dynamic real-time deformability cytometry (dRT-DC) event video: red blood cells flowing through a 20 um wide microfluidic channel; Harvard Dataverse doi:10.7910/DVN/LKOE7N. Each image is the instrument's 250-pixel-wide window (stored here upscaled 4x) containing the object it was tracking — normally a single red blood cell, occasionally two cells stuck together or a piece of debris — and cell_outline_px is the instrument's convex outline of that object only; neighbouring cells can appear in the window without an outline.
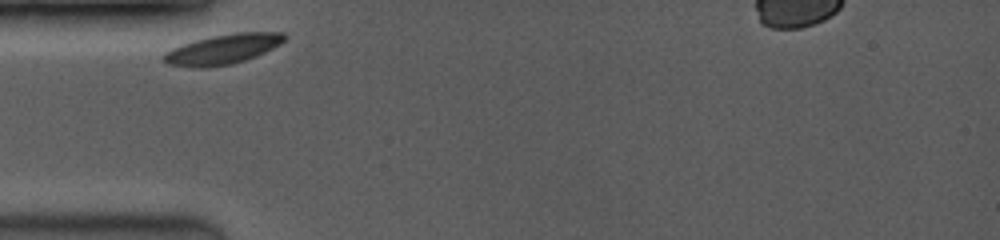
{"species": "common noctule bat (a hibernating species)", "species_latin": "Nyctalus noctula", "temperature_condition": "room temperature", "stored_images_in_passage": 34, "camera_frame_rate_fps": 3500, "um_per_image_px": 0.085, "animal": {"sex": "female", "body_mass_g": 19.0, "forearm_length_mm": 53.3}, "frame": {"image": 1, "passage_image": 1, "time_ms": 0.0, "image_size_px": [1000, 240], "cell_outline_px": [[284, 40], [280, 44], [256, 56], [232, 64], [204, 68], [192, 68], [168, 64], [160, 60], [160, 56], [164, 52], [172, 48], [196, 40], [212, 36], [236, 32], [284, 32]], "centroid_in_image_um": [18.87, 4.2], "position_along_channel_um": 66.1, "area_um2": 21.1}}
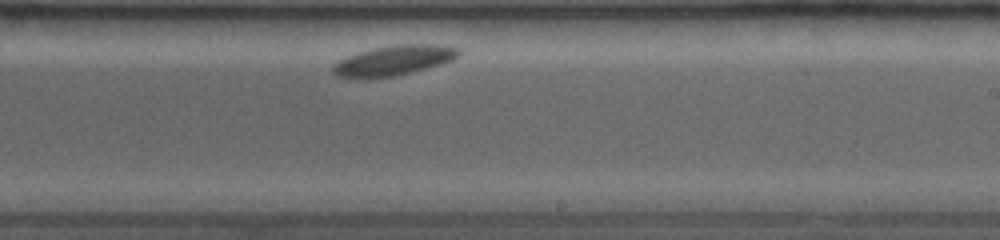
{"frame": {"image": 2, "passage_image": 20, "time_ms": 5.429, "image_size_px": [1000, 240], "cell_outline_px": [[460, 56], [452, 60], [440, 64], [392, 76], [336, 76], [332, 72], [332, 64], [348, 56], [372, 48], [400, 44], [436, 44], [460, 48]], "centroid_in_image_um": [33.52, 5.09], "position_along_channel_um": 255.5, "area_um2": 21.21}}
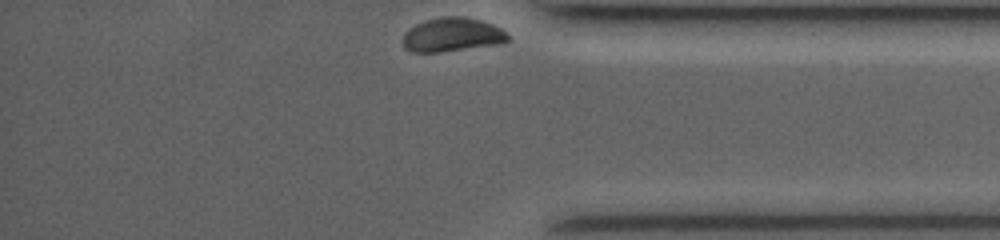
{"frame": {"image": 3, "passage_image": 34, "time_ms": 9.429, "image_size_px": [1000, 240], "cell_outline_px": [[508, 40], [504, 44], [440, 52], [412, 52], [404, 48], [404, 32], [408, 28], [424, 20], [440, 16], [464, 16], [480, 20], [492, 24], [508, 32]], "centroid_in_image_um": [38.45, 2.95], "position_along_channel_um": 396.7, "area_um2": 21.1}}